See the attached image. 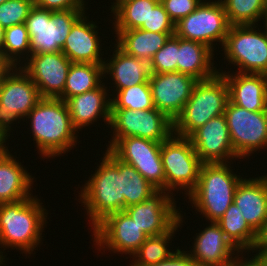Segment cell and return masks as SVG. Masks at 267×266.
<instances>
[{"instance_id":"484cf974","label":"cell","mask_w":267,"mask_h":266,"mask_svg":"<svg viewBox=\"0 0 267 266\" xmlns=\"http://www.w3.org/2000/svg\"><path fill=\"white\" fill-rule=\"evenodd\" d=\"M213 52L210 47L200 42L178 37L177 72L187 74L196 80L215 76L221 70L215 68L212 62Z\"/></svg>"},{"instance_id":"9c48e42d","label":"cell","mask_w":267,"mask_h":266,"mask_svg":"<svg viewBox=\"0 0 267 266\" xmlns=\"http://www.w3.org/2000/svg\"><path fill=\"white\" fill-rule=\"evenodd\" d=\"M109 127L113 129V136L106 149H110L120 138L140 137L163 142L173 134V121L157 108L111 109Z\"/></svg>"},{"instance_id":"60d3db41","label":"cell","mask_w":267,"mask_h":266,"mask_svg":"<svg viewBox=\"0 0 267 266\" xmlns=\"http://www.w3.org/2000/svg\"><path fill=\"white\" fill-rule=\"evenodd\" d=\"M151 266H197V265L191 259L188 252L183 250L181 251V249H177L170 258Z\"/></svg>"},{"instance_id":"1f68e13d","label":"cell","mask_w":267,"mask_h":266,"mask_svg":"<svg viewBox=\"0 0 267 266\" xmlns=\"http://www.w3.org/2000/svg\"><path fill=\"white\" fill-rule=\"evenodd\" d=\"M119 171L121 172V185L125 198V208L143 202L158 191L132 165L120 159Z\"/></svg>"},{"instance_id":"e575fe53","label":"cell","mask_w":267,"mask_h":266,"mask_svg":"<svg viewBox=\"0 0 267 266\" xmlns=\"http://www.w3.org/2000/svg\"><path fill=\"white\" fill-rule=\"evenodd\" d=\"M111 95L113 97L111 109L147 110L155 108L149 83L124 88L117 91L115 96Z\"/></svg>"},{"instance_id":"7c38bea8","label":"cell","mask_w":267,"mask_h":266,"mask_svg":"<svg viewBox=\"0 0 267 266\" xmlns=\"http://www.w3.org/2000/svg\"><path fill=\"white\" fill-rule=\"evenodd\" d=\"M224 116L234 152L240 159L267 148V110L248 111L229 100Z\"/></svg>"},{"instance_id":"681fc988","label":"cell","mask_w":267,"mask_h":266,"mask_svg":"<svg viewBox=\"0 0 267 266\" xmlns=\"http://www.w3.org/2000/svg\"><path fill=\"white\" fill-rule=\"evenodd\" d=\"M6 1H8V0H0V4H1V3H4V2H6Z\"/></svg>"},{"instance_id":"4fadbf2b","label":"cell","mask_w":267,"mask_h":266,"mask_svg":"<svg viewBox=\"0 0 267 266\" xmlns=\"http://www.w3.org/2000/svg\"><path fill=\"white\" fill-rule=\"evenodd\" d=\"M162 142L140 137L120 138L109 150L121 161L132 165L158 190L165 191V173L161 158Z\"/></svg>"},{"instance_id":"b9f144b4","label":"cell","mask_w":267,"mask_h":266,"mask_svg":"<svg viewBox=\"0 0 267 266\" xmlns=\"http://www.w3.org/2000/svg\"><path fill=\"white\" fill-rule=\"evenodd\" d=\"M239 256L241 255L237 254V257L234 259L230 266H266L265 263L256 255H254V257L252 256L249 260L248 258L243 259V255L242 257Z\"/></svg>"},{"instance_id":"8992f818","label":"cell","mask_w":267,"mask_h":266,"mask_svg":"<svg viewBox=\"0 0 267 266\" xmlns=\"http://www.w3.org/2000/svg\"><path fill=\"white\" fill-rule=\"evenodd\" d=\"M84 12L85 9L51 11L34 5L25 21L31 55L62 51L73 24Z\"/></svg>"},{"instance_id":"ee69618b","label":"cell","mask_w":267,"mask_h":266,"mask_svg":"<svg viewBox=\"0 0 267 266\" xmlns=\"http://www.w3.org/2000/svg\"><path fill=\"white\" fill-rule=\"evenodd\" d=\"M253 249H267V220L257 233V240Z\"/></svg>"},{"instance_id":"83f0119b","label":"cell","mask_w":267,"mask_h":266,"mask_svg":"<svg viewBox=\"0 0 267 266\" xmlns=\"http://www.w3.org/2000/svg\"><path fill=\"white\" fill-rule=\"evenodd\" d=\"M114 30H132L148 26V16L160 0H114Z\"/></svg>"},{"instance_id":"5b68a950","label":"cell","mask_w":267,"mask_h":266,"mask_svg":"<svg viewBox=\"0 0 267 266\" xmlns=\"http://www.w3.org/2000/svg\"><path fill=\"white\" fill-rule=\"evenodd\" d=\"M228 101L229 89L221 73L198 80L182 112L173 121V134L188 138L206 122L224 114Z\"/></svg>"},{"instance_id":"d6a6232c","label":"cell","mask_w":267,"mask_h":266,"mask_svg":"<svg viewBox=\"0 0 267 266\" xmlns=\"http://www.w3.org/2000/svg\"><path fill=\"white\" fill-rule=\"evenodd\" d=\"M228 21L233 25H258L261 21L267 0H221Z\"/></svg>"},{"instance_id":"7dc6e473","label":"cell","mask_w":267,"mask_h":266,"mask_svg":"<svg viewBox=\"0 0 267 266\" xmlns=\"http://www.w3.org/2000/svg\"><path fill=\"white\" fill-rule=\"evenodd\" d=\"M4 28L0 25V52L3 53Z\"/></svg>"},{"instance_id":"8fae6325","label":"cell","mask_w":267,"mask_h":266,"mask_svg":"<svg viewBox=\"0 0 267 266\" xmlns=\"http://www.w3.org/2000/svg\"><path fill=\"white\" fill-rule=\"evenodd\" d=\"M41 98L29 75L14 66L0 85V130L9 138L11 124L25 118Z\"/></svg>"},{"instance_id":"e0dca14e","label":"cell","mask_w":267,"mask_h":266,"mask_svg":"<svg viewBox=\"0 0 267 266\" xmlns=\"http://www.w3.org/2000/svg\"><path fill=\"white\" fill-rule=\"evenodd\" d=\"M197 81L180 72L152 73L149 86L154 107L174 121L191 97Z\"/></svg>"},{"instance_id":"4dcf8cb0","label":"cell","mask_w":267,"mask_h":266,"mask_svg":"<svg viewBox=\"0 0 267 266\" xmlns=\"http://www.w3.org/2000/svg\"><path fill=\"white\" fill-rule=\"evenodd\" d=\"M181 213L178 222L166 233L157 236H149L139 249L132 255L133 261L129 266H151L170 258L175 252L169 248V241L173 238V234L181 227L183 223ZM168 245V246H167ZM136 258V259H135Z\"/></svg>"},{"instance_id":"ab89813d","label":"cell","mask_w":267,"mask_h":266,"mask_svg":"<svg viewBox=\"0 0 267 266\" xmlns=\"http://www.w3.org/2000/svg\"><path fill=\"white\" fill-rule=\"evenodd\" d=\"M84 0H34L35 6L51 11L86 9Z\"/></svg>"},{"instance_id":"7402d4cb","label":"cell","mask_w":267,"mask_h":266,"mask_svg":"<svg viewBox=\"0 0 267 266\" xmlns=\"http://www.w3.org/2000/svg\"><path fill=\"white\" fill-rule=\"evenodd\" d=\"M233 202L248 225L258 233L267 220V175L242 179Z\"/></svg>"},{"instance_id":"4316f807","label":"cell","mask_w":267,"mask_h":266,"mask_svg":"<svg viewBox=\"0 0 267 266\" xmlns=\"http://www.w3.org/2000/svg\"><path fill=\"white\" fill-rule=\"evenodd\" d=\"M116 45L126 54L151 62L170 36L175 33H160L142 29L115 30Z\"/></svg>"},{"instance_id":"9a60e30c","label":"cell","mask_w":267,"mask_h":266,"mask_svg":"<svg viewBox=\"0 0 267 266\" xmlns=\"http://www.w3.org/2000/svg\"><path fill=\"white\" fill-rule=\"evenodd\" d=\"M176 201L168 191L158 190L141 203L125 208L139 228L149 237L168 232L179 218Z\"/></svg>"},{"instance_id":"f6af8a7d","label":"cell","mask_w":267,"mask_h":266,"mask_svg":"<svg viewBox=\"0 0 267 266\" xmlns=\"http://www.w3.org/2000/svg\"><path fill=\"white\" fill-rule=\"evenodd\" d=\"M8 137L0 130V156L5 154L9 149L7 146H5L7 142Z\"/></svg>"},{"instance_id":"bcb514c9","label":"cell","mask_w":267,"mask_h":266,"mask_svg":"<svg viewBox=\"0 0 267 266\" xmlns=\"http://www.w3.org/2000/svg\"><path fill=\"white\" fill-rule=\"evenodd\" d=\"M257 252L255 255L258 256L267 266V249H253Z\"/></svg>"},{"instance_id":"8d00e7d4","label":"cell","mask_w":267,"mask_h":266,"mask_svg":"<svg viewBox=\"0 0 267 266\" xmlns=\"http://www.w3.org/2000/svg\"><path fill=\"white\" fill-rule=\"evenodd\" d=\"M34 5V0H8L1 3L0 25L6 29L24 23Z\"/></svg>"},{"instance_id":"d6986e66","label":"cell","mask_w":267,"mask_h":266,"mask_svg":"<svg viewBox=\"0 0 267 266\" xmlns=\"http://www.w3.org/2000/svg\"><path fill=\"white\" fill-rule=\"evenodd\" d=\"M193 244L189 256L197 266H230L237 256L242 253L230 242L217 222L201 230ZM234 256V257H233Z\"/></svg>"},{"instance_id":"cb8c5ba5","label":"cell","mask_w":267,"mask_h":266,"mask_svg":"<svg viewBox=\"0 0 267 266\" xmlns=\"http://www.w3.org/2000/svg\"><path fill=\"white\" fill-rule=\"evenodd\" d=\"M112 58L104 61L103 75H110L114 81L115 92L141 83H149L150 63L123 52L116 44Z\"/></svg>"},{"instance_id":"2e32d148","label":"cell","mask_w":267,"mask_h":266,"mask_svg":"<svg viewBox=\"0 0 267 266\" xmlns=\"http://www.w3.org/2000/svg\"><path fill=\"white\" fill-rule=\"evenodd\" d=\"M27 61V62H26ZM20 66L32 79L41 97L58 98L64 91L72 62L60 52L30 55Z\"/></svg>"},{"instance_id":"c3c4849f","label":"cell","mask_w":267,"mask_h":266,"mask_svg":"<svg viewBox=\"0 0 267 266\" xmlns=\"http://www.w3.org/2000/svg\"><path fill=\"white\" fill-rule=\"evenodd\" d=\"M264 19H265V20H264ZM263 21H264L265 23H264ZM262 22H263V24H265V26H264L265 29H264V30H265V32L267 33V6H266L265 11H264V14H263Z\"/></svg>"},{"instance_id":"277c9868","label":"cell","mask_w":267,"mask_h":266,"mask_svg":"<svg viewBox=\"0 0 267 266\" xmlns=\"http://www.w3.org/2000/svg\"><path fill=\"white\" fill-rule=\"evenodd\" d=\"M227 163H202L196 188L188 195L195 211L210 222H217L234 201L242 177Z\"/></svg>"},{"instance_id":"ac0fdd59","label":"cell","mask_w":267,"mask_h":266,"mask_svg":"<svg viewBox=\"0 0 267 266\" xmlns=\"http://www.w3.org/2000/svg\"><path fill=\"white\" fill-rule=\"evenodd\" d=\"M188 138L202 163L231 165V159H240L234 152L224 114L212 118Z\"/></svg>"},{"instance_id":"7a4b0ae2","label":"cell","mask_w":267,"mask_h":266,"mask_svg":"<svg viewBox=\"0 0 267 266\" xmlns=\"http://www.w3.org/2000/svg\"><path fill=\"white\" fill-rule=\"evenodd\" d=\"M32 196L0 204V246L32 254L42 241L47 210Z\"/></svg>"},{"instance_id":"44dd1931","label":"cell","mask_w":267,"mask_h":266,"mask_svg":"<svg viewBox=\"0 0 267 266\" xmlns=\"http://www.w3.org/2000/svg\"><path fill=\"white\" fill-rule=\"evenodd\" d=\"M225 78L229 89V100L248 111L267 110V75L253 73L229 74L219 72Z\"/></svg>"},{"instance_id":"74e56055","label":"cell","mask_w":267,"mask_h":266,"mask_svg":"<svg viewBox=\"0 0 267 266\" xmlns=\"http://www.w3.org/2000/svg\"><path fill=\"white\" fill-rule=\"evenodd\" d=\"M139 29L160 33H175V23L169 18L163 4L159 2L150 10L148 26H141Z\"/></svg>"},{"instance_id":"603a6c76","label":"cell","mask_w":267,"mask_h":266,"mask_svg":"<svg viewBox=\"0 0 267 266\" xmlns=\"http://www.w3.org/2000/svg\"><path fill=\"white\" fill-rule=\"evenodd\" d=\"M107 87L102 83L98 88L68 98L67 104L72 125L77 130L93 124L102 118L104 123H110L111 99ZM108 96V97H107ZM109 98V99H108ZM101 116V117H100Z\"/></svg>"},{"instance_id":"836d02e7","label":"cell","mask_w":267,"mask_h":266,"mask_svg":"<svg viewBox=\"0 0 267 266\" xmlns=\"http://www.w3.org/2000/svg\"><path fill=\"white\" fill-rule=\"evenodd\" d=\"M3 54L14 66L21 65L30 57V38L25 22L4 29Z\"/></svg>"},{"instance_id":"52a82bcc","label":"cell","mask_w":267,"mask_h":266,"mask_svg":"<svg viewBox=\"0 0 267 266\" xmlns=\"http://www.w3.org/2000/svg\"><path fill=\"white\" fill-rule=\"evenodd\" d=\"M256 27L233 25L226 35L221 48L229 64L237 66L236 72L267 75V33Z\"/></svg>"},{"instance_id":"3957f363","label":"cell","mask_w":267,"mask_h":266,"mask_svg":"<svg viewBox=\"0 0 267 266\" xmlns=\"http://www.w3.org/2000/svg\"><path fill=\"white\" fill-rule=\"evenodd\" d=\"M80 191V202L94 228L106 216L125 210L119 159L107 149L102 162Z\"/></svg>"},{"instance_id":"f546056e","label":"cell","mask_w":267,"mask_h":266,"mask_svg":"<svg viewBox=\"0 0 267 266\" xmlns=\"http://www.w3.org/2000/svg\"><path fill=\"white\" fill-rule=\"evenodd\" d=\"M217 223L230 242L242 252V254L243 251H248V253L250 251L254 252L253 248L256 244L257 233L248 225L234 202L229 206Z\"/></svg>"},{"instance_id":"d4e9b609","label":"cell","mask_w":267,"mask_h":266,"mask_svg":"<svg viewBox=\"0 0 267 266\" xmlns=\"http://www.w3.org/2000/svg\"><path fill=\"white\" fill-rule=\"evenodd\" d=\"M33 180L9 150L0 156V204L32 197Z\"/></svg>"},{"instance_id":"d590c367","label":"cell","mask_w":267,"mask_h":266,"mask_svg":"<svg viewBox=\"0 0 267 266\" xmlns=\"http://www.w3.org/2000/svg\"><path fill=\"white\" fill-rule=\"evenodd\" d=\"M178 37L172 35L150 62L151 73L177 72Z\"/></svg>"},{"instance_id":"f35d334b","label":"cell","mask_w":267,"mask_h":266,"mask_svg":"<svg viewBox=\"0 0 267 266\" xmlns=\"http://www.w3.org/2000/svg\"><path fill=\"white\" fill-rule=\"evenodd\" d=\"M203 0H160L169 18L177 23L196 10Z\"/></svg>"},{"instance_id":"30bf717a","label":"cell","mask_w":267,"mask_h":266,"mask_svg":"<svg viewBox=\"0 0 267 266\" xmlns=\"http://www.w3.org/2000/svg\"><path fill=\"white\" fill-rule=\"evenodd\" d=\"M206 1L203 0L195 11L175 23V35L200 42L214 51L213 42L223 46L231 25L221 0Z\"/></svg>"},{"instance_id":"ffe728a7","label":"cell","mask_w":267,"mask_h":266,"mask_svg":"<svg viewBox=\"0 0 267 266\" xmlns=\"http://www.w3.org/2000/svg\"><path fill=\"white\" fill-rule=\"evenodd\" d=\"M85 13L73 24L66 42L63 45L62 53L72 63L104 64L100 45L102 43L98 37L96 23L87 22ZM101 43V44H100ZM101 56V57H100Z\"/></svg>"},{"instance_id":"f1b7e54d","label":"cell","mask_w":267,"mask_h":266,"mask_svg":"<svg viewBox=\"0 0 267 266\" xmlns=\"http://www.w3.org/2000/svg\"><path fill=\"white\" fill-rule=\"evenodd\" d=\"M104 79L103 64L72 63L66 78L63 93L58 97L68 98L98 88Z\"/></svg>"},{"instance_id":"7bdbcfd3","label":"cell","mask_w":267,"mask_h":266,"mask_svg":"<svg viewBox=\"0 0 267 266\" xmlns=\"http://www.w3.org/2000/svg\"><path fill=\"white\" fill-rule=\"evenodd\" d=\"M14 68V65L0 52V85L5 76Z\"/></svg>"},{"instance_id":"ba28073f","label":"cell","mask_w":267,"mask_h":266,"mask_svg":"<svg viewBox=\"0 0 267 266\" xmlns=\"http://www.w3.org/2000/svg\"><path fill=\"white\" fill-rule=\"evenodd\" d=\"M161 158L165 191L172 194L175 189H182L188 196L197 186L202 165L190 139L172 134L162 142Z\"/></svg>"},{"instance_id":"5bb4252c","label":"cell","mask_w":267,"mask_h":266,"mask_svg":"<svg viewBox=\"0 0 267 266\" xmlns=\"http://www.w3.org/2000/svg\"><path fill=\"white\" fill-rule=\"evenodd\" d=\"M92 230L93 242L99 250L107 249L130 256L148 237L125 210L109 214Z\"/></svg>"},{"instance_id":"6da1fadb","label":"cell","mask_w":267,"mask_h":266,"mask_svg":"<svg viewBox=\"0 0 267 266\" xmlns=\"http://www.w3.org/2000/svg\"><path fill=\"white\" fill-rule=\"evenodd\" d=\"M31 121V133L38 154L44 159L64 154L77 144L67 104L60 98L42 97L26 116ZM76 134V135H75Z\"/></svg>"}]
</instances>
